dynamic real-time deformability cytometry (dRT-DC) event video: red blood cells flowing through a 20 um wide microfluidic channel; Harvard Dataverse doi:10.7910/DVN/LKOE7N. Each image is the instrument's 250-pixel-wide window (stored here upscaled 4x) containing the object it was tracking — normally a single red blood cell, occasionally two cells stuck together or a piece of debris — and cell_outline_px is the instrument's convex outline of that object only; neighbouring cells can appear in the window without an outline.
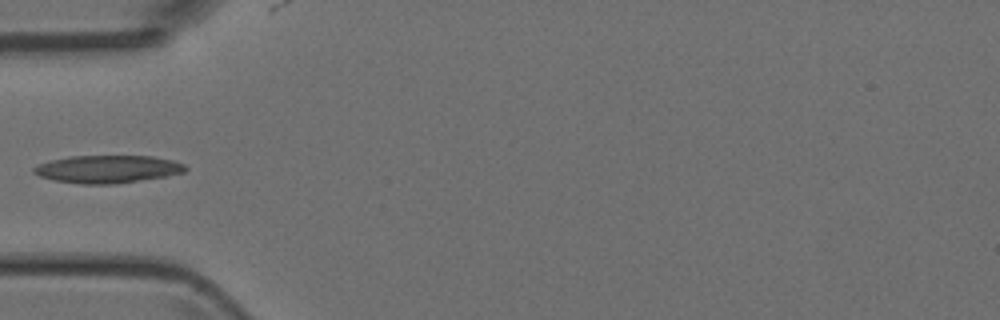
{"species": "Egyptian fruit bat (a non-hibernating species)", "species_latin": "Rousettus aegyptiacus", "temperature_condition": "room temperature", "stored_images_in_passage": 7, "camera_frame_rate_fps": 3000, "um_per_image_px": 0.085, "animal": {"sex": "female"}, "frame": {"image": 1, "passage_image": 5, "time_ms": 4.667, "image_size_px": [1000, 320], "cell_outline_px": [[188, 168], [184, 172], [164, 176], [116, 184], [80, 184], [52, 180], [40, 176], [32, 172], [32, 168], [40, 164], [52, 160], [68, 156], [152, 156], [172, 160], [184, 164]], "centroid_in_image_um": [9.12, 14.37], "position_along_channel_um": 75.9, "area_um2": 24.39}}
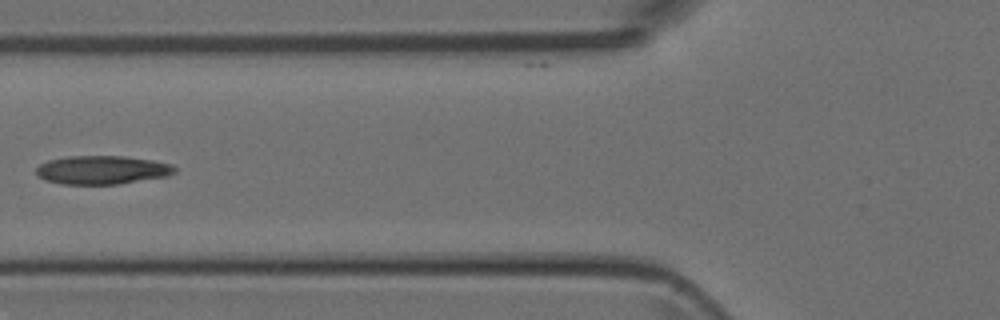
{"frame": {"image": 2, "passage_image": 6, "time_ms": 5.667, "image_size_px": [1000, 320], "cell_outline_px": [[176, 172], [168, 176], [116, 184], [60, 184], [44, 180], [36, 176], [36, 168], [40, 164], [48, 160], [68, 156], [124, 156], [152, 160], [172, 164], [176, 168]], "centroid_in_image_um": [8.65, 14.44], "position_along_channel_um": 117.1, "area_um2": 23.18}}
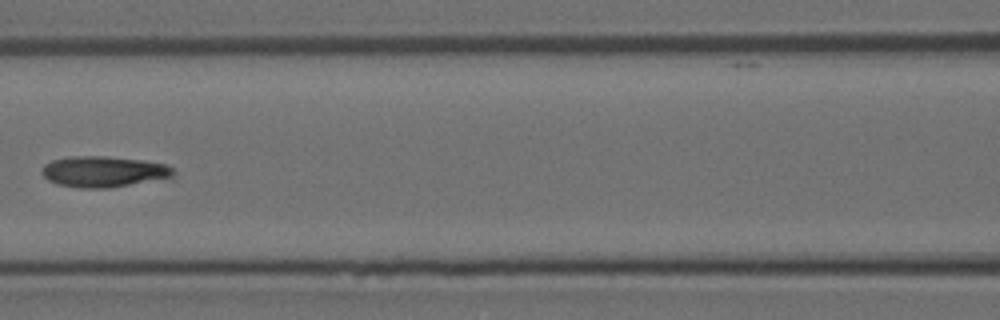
{"frame": {"image": 3, "passage_image": 7, "time_ms": 6.667, "image_size_px": [1000, 320], "cell_outline_px": [[176, 172], [172, 176], [112, 188], [80, 188], [56, 184], [48, 180], [44, 176], [44, 164], [52, 160], [68, 156], [108, 156], [144, 160], [164, 164], [172, 168]], "centroid_in_image_um": [8.78, 14.58], "position_along_channel_um": 157.8, "area_um2": 23.58}}